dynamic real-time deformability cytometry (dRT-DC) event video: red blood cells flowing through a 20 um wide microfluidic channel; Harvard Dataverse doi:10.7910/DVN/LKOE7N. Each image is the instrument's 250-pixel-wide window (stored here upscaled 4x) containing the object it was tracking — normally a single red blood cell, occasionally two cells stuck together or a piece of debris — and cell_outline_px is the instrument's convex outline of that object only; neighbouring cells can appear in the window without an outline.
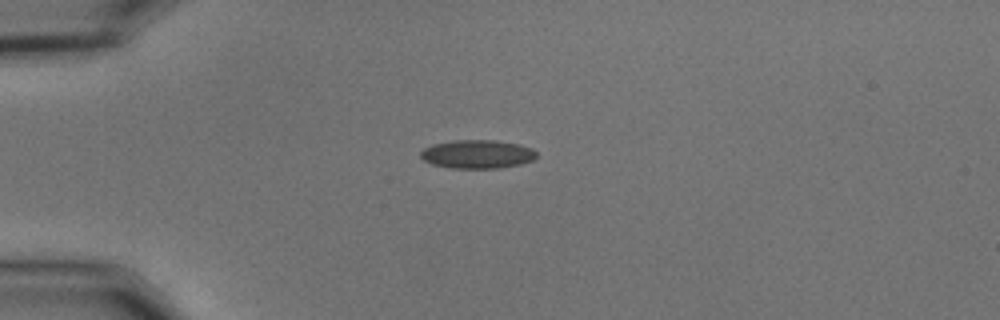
{"species": "common noctule bat (a hibernating species)", "species_latin": "Nyctalus noctula", "temperature_condition": "cold", "stored_images_in_passage": 42, "camera_frame_rate_fps": 3000, "um_per_image_px": 0.085, "animal": {"sex": "male", "body_mass_g": 15.6}, "frame": {"image": 1, "passage_image": 1, "time_ms": 0.0, "image_size_px": [1000, 320], "cell_outline_px": [[536, 156], [532, 160], [520, 164], [500, 168], [448, 168], [432, 164], [424, 160], [420, 156], [420, 152], [424, 148], [432, 144], [452, 140], [496, 140], [520, 144], [532, 148], [536, 152]], "centroid_in_image_um": [40.56, 13.1], "position_along_channel_um": 44.4, "area_um2": 19.42}}
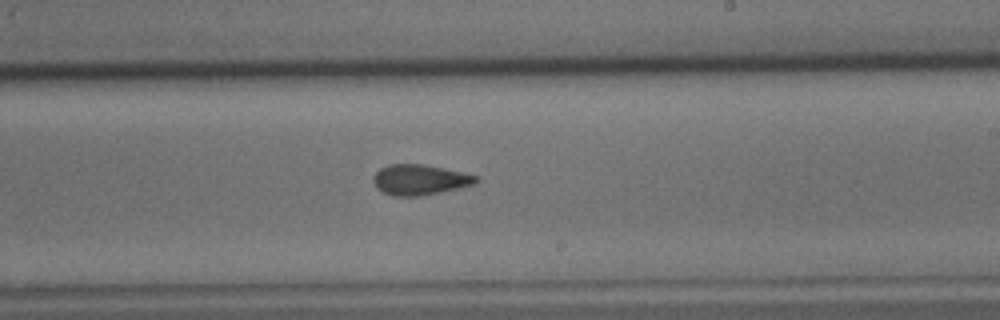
{"frame": {"image": 2, "passage_image": 20, "time_ms": 6.333, "image_size_px": [1000, 320], "cell_outline_px": [[480, 180], [476, 184], [440, 192], [420, 196], [392, 196], [376, 188], [372, 180], [372, 176], [380, 168], [388, 164], [424, 164], [444, 168], [480, 176]], "centroid_in_image_um": [35.69, 15.27], "position_along_channel_um": 253.3, "area_um2": 18.44}}
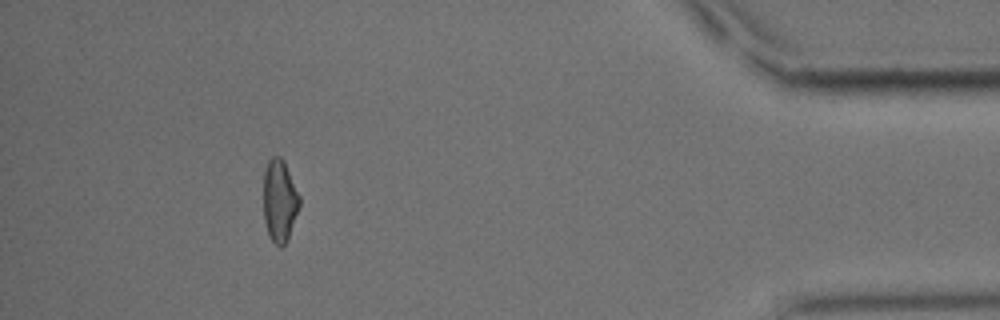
{"frame": {"image": 3, "passage_image": 37, "time_ms": 12.0, "image_size_px": [1000, 320], "cell_outline_px": [[300, 204], [288, 240], [280, 248], [268, 236], [264, 220], [264, 168], [268, 160], [272, 156], [280, 156], [284, 160], [300, 196]], "centroid_in_image_um": [23.76, 17.05], "position_along_channel_um": 411.4, "area_um2": 17.46}, "authors_computed_cell_mechanics": {"area_um2": 18.207, "velocity_mm_per_s": 3.6802, "shape_relaxation_time_tau1_ms": 10.1518, "shape_relaxation_time_tau2_ms": 2.2459, "deformation_change_tau1": 0.1711, "deformation_change_tau2": 0.0947}}